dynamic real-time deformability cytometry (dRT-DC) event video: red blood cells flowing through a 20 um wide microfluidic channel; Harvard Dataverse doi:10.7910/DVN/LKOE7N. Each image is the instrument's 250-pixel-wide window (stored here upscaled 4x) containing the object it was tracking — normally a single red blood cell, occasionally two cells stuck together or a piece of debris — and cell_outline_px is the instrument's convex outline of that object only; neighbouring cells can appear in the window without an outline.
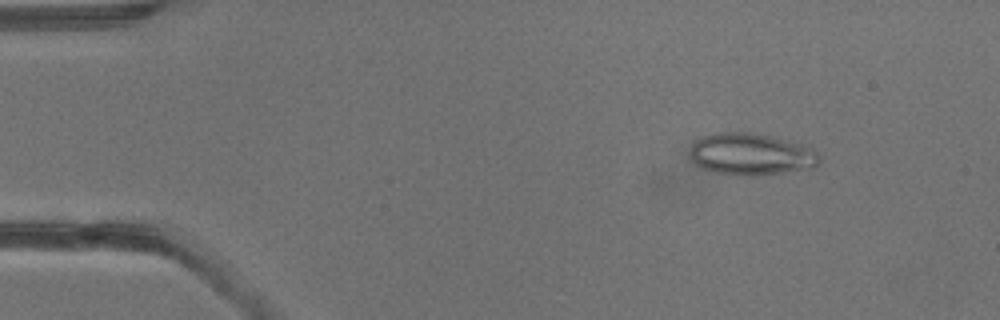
{"species": "common noctule bat (a hibernating species)", "species_latin": "Nyctalus noctula", "temperature_condition": "warm", "stored_images_in_passage": 39, "camera_frame_rate_fps": 3000, "um_per_image_px": 0.085, "animal": {"sex": "male", "body_mass_g": 13.3}, "frame": {"image": 1, "passage_image": 5, "time_ms": 1.333, "image_size_px": [1000, 320], "cell_outline_px": [[820, 164], [812, 168], [784, 172], [752, 176], [744, 176], [716, 172], [704, 168], [696, 164], [692, 160], [688, 152], [692, 144], [696, 140], [712, 132], [752, 132], [772, 136], [788, 140], [812, 148], [820, 156]], "centroid_in_image_um": [63.84, 13.1], "position_along_channel_um": 21.2, "area_um2": 31.79}}
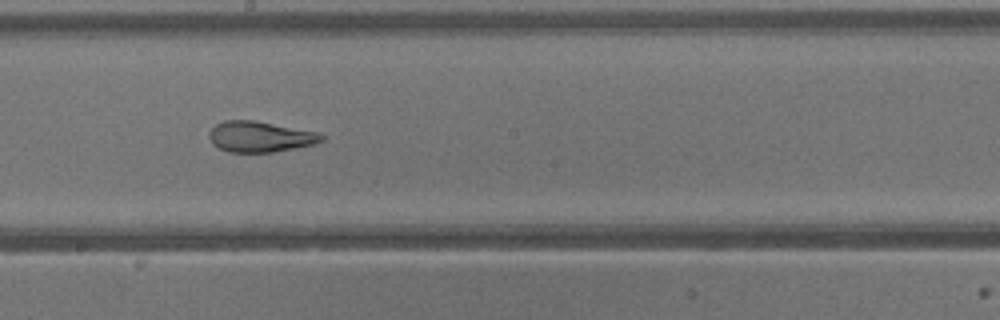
{"frame": {"image": 2, "passage_image": 22, "time_ms": 7.0, "image_size_px": [1000, 320], "cell_outline_px": [[324, 140], [316, 144], [272, 152], [228, 152], [212, 144], [208, 136], [208, 132], [216, 124], [224, 120], [256, 120], [316, 132], [324, 136]], "centroid_in_image_um": [22.08, 11.61], "position_along_channel_um": 226.1, "area_um2": 20.17}}
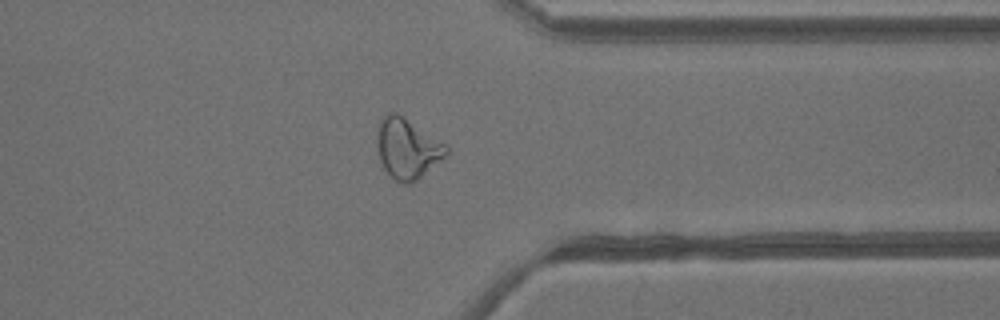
{"frame": {"image": 3, "passage_image": 31, "time_ms": 10.0, "image_size_px": [1000, 320], "cell_outline_px": [[448, 152], [444, 156], [416, 180], [408, 184], [404, 184], [396, 180], [380, 164], [376, 148], [376, 132], [380, 120], [388, 112], [396, 112], [448, 144]], "centroid_in_image_um": [34.58, 12.59], "position_along_channel_um": 376.8, "area_um2": 24.28}}